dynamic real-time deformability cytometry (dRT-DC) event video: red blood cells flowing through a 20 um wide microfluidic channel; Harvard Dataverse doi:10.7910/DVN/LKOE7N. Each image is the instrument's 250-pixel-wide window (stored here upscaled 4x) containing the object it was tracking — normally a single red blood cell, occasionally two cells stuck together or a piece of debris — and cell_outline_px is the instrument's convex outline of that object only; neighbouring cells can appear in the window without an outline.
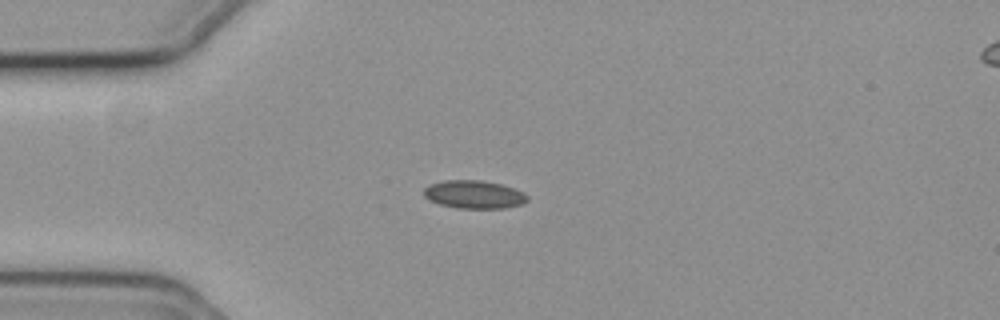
{"species": "common noctule bat (a hibernating species)", "species_latin": "Nyctalus noctula", "temperature_condition": "cold", "stored_images_in_passage": 17, "camera_frame_rate_fps": 3000, "um_per_image_px": 0.085, "animal": {"sex": "female", "body_mass_g": 19.3, "forearm_length_mm": 54.1}, "frame": {"image": 1, "passage_image": 12, "time_ms": 3.667, "image_size_px": [1000, 320], "cell_outline_px": [[528, 200], [524, 204], [504, 208], [456, 208], [440, 204], [424, 196], [424, 188], [428, 184], [444, 180], [480, 180], [500, 184], [524, 192], [528, 196]], "centroid_in_image_um": [40.3, 16.53], "position_along_channel_um": 44.7, "area_um2": 16.94}}